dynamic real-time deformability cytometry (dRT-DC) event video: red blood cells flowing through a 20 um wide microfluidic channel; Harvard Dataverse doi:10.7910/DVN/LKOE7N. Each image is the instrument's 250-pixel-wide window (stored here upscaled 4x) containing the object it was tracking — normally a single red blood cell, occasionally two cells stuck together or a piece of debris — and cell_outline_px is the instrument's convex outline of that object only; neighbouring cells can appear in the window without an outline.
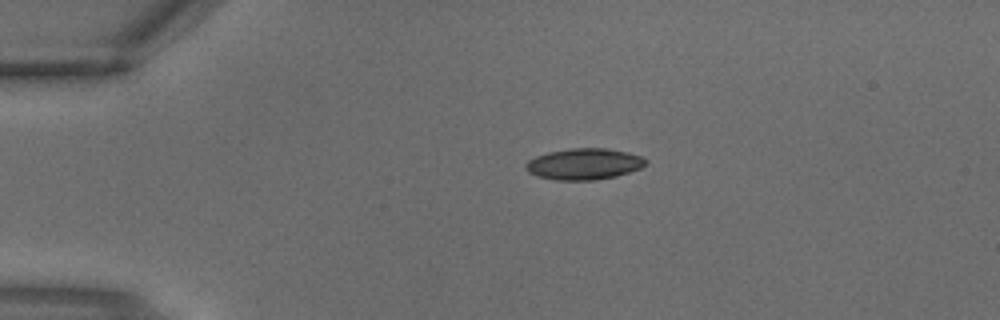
{"species": "common noctule bat (a hibernating species)", "species_latin": "Nyctalus noctula", "temperature_condition": "warm", "stored_images_in_passage": 2, "camera_frame_rate_fps": 3000, "um_per_image_px": 0.085, "animal": {"sex": "male", "body_mass_g": 18.8}, "frame": {"image": 1, "passage_image": 1, "time_ms": 0.0, "image_size_px": [1000, 320], "cell_outline_px": [[648, 160], [640, 168], [616, 176], [596, 180], [556, 180], [536, 176], [528, 172], [524, 168], [524, 164], [528, 160], [536, 156], [548, 152], [568, 148], [608, 148], [628, 152], [640, 156]], "centroid_in_image_um": [49.6, 13.93], "position_along_channel_um": 35.4, "area_um2": 21.96}}